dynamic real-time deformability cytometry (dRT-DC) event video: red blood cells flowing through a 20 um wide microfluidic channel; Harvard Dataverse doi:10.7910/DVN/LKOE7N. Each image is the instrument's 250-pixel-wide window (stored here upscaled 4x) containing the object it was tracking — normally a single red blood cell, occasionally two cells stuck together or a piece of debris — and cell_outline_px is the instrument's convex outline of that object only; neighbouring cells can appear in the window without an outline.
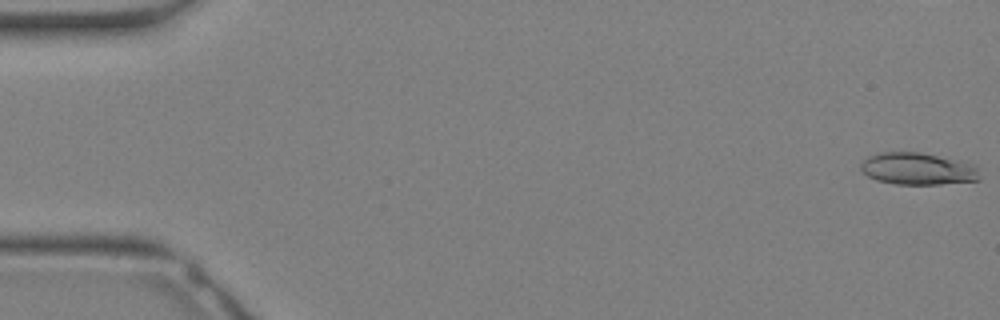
{"species": "Egyptian fruit bat (a non-hibernating species)", "species_latin": "Rousettus aegyptiacus", "temperature_condition": "warm", "stored_images_in_passage": 34, "camera_frame_rate_fps": 3000, "um_per_image_px": 0.085, "animal": {"sex": "female"}, "frame": {"image": 1, "passage_image": 1, "time_ms": 0.0, "image_size_px": [1000, 320], "cell_outline_px": [[980, 180], [940, 184], [896, 184], [876, 180], [868, 176], [860, 168], [860, 164], [868, 156], [880, 152], [920, 152], [960, 160], [976, 164]], "centroid_in_image_um": [78.02, 14.34], "position_along_channel_um": 7.0, "area_um2": 22.31}}